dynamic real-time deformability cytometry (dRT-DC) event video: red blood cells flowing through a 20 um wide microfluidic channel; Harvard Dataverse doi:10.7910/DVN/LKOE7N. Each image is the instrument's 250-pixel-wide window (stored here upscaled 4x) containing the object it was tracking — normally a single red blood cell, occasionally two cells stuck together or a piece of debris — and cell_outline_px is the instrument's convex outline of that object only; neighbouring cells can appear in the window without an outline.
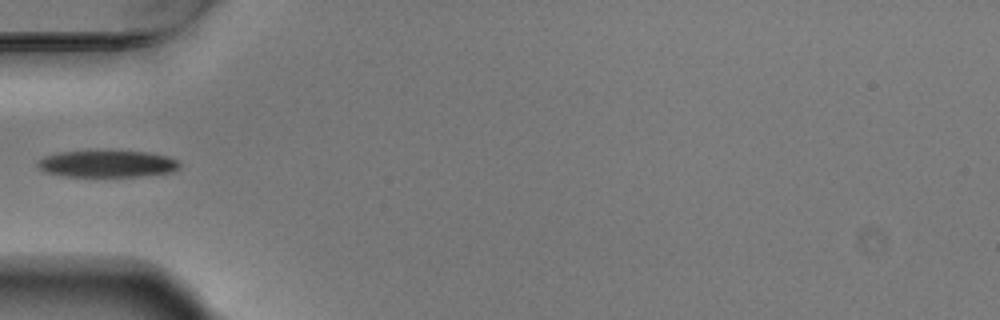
{"species": "Egyptian fruit bat (a non-hibernating species)", "species_latin": "Rousettus aegyptiacus", "temperature_condition": "warm", "stored_images_in_passage": 3, "camera_frame_rate_fps": 3000, "um_per_image_px": 0.085, "animal": {"sex": "male"}, "frame": {"image": 1, "passage_image": 2, "time_ms": 0.333, "image_size_px": [1000, 320], "cell_outline_px": [[180, 168], [172, 172], [140, 176], [64, 176], [44, 172], [36, 164], [44, 156], [60, 152], [148, 152], [168, 156], [176, 160], [180, 164]], "centroid_in_image_um": [9.13, 13.94], "position_along_channel_um": 75.9, "area_um2": 21.79}}
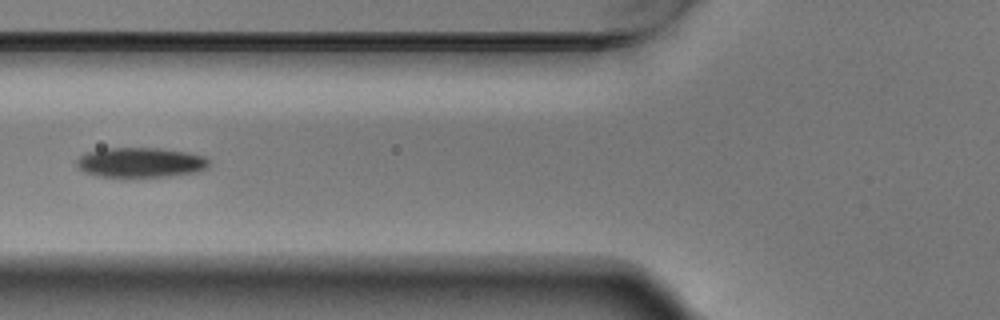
{"frame": {"image": 2, "passage_image": 3, "time_ms": 0.667, "image_size_px": [1000, 320], "cell_outline_px": [[208, 168], [196, 172], [172, 176], [128, 180], [124, 180], [100, 176], [84, 172], [76, 164], [76, 160], [80, 156], [88, 152], [104, 148], [160, 148], [184, 152], [204, 156], [208, 160]], "centroid_in_image_um": [11.92, 13.86], "position_along_channel_um": 113.9, "area_um2": 23.87}}